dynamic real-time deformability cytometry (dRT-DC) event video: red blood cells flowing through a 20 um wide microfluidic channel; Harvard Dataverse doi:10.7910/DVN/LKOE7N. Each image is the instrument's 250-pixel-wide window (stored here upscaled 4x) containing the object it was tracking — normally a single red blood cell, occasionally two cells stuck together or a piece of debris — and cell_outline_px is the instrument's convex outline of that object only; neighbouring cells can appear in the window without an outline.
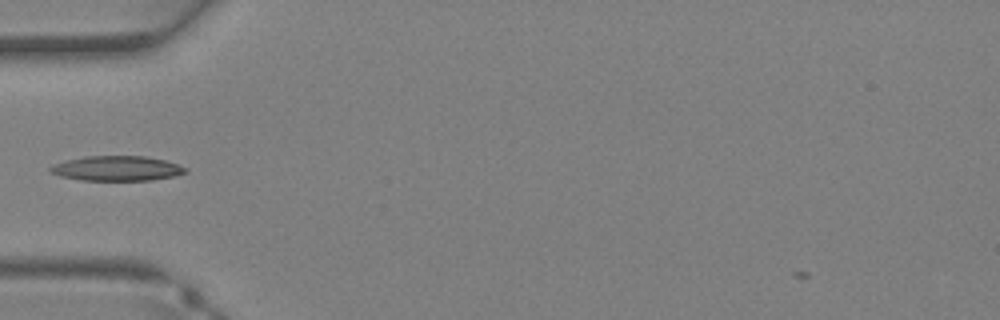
{"species": "Egyptian fruit bat (a non-hibernating species)", "species_latin": "Rousettus aegyptiacus", "temperature_condition": "warm", "stored_images_in_passage": 25, "camera_frame_rate_fps": 3000, "um_per_image_px": 0.085, "animal": {"sex": "female"}, "frame": {"image": 1, "passage_image": 1, "time_ms": 0.0, "image_size_px": [1000, 320], "cell_outline_px": [[188, 172], [176, 176], [152, 180], [80, 180], [60, 176], [52, 172], [48, 168], [56, 164], [68, 160], [84, 156], [144, 156], [164, 160], [188, 168]], "centroid_in_image_um": [9.98, 14.32], "position_along_channel_um": 75.0, "area_um2": 19.48}}
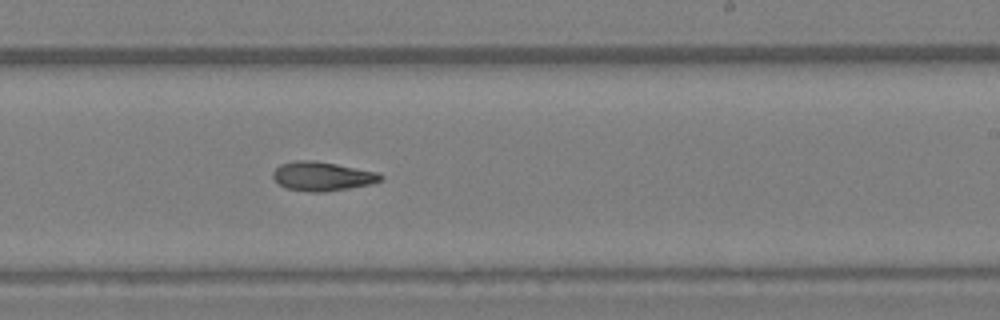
{"frame": {"image": 2, "passage_image": 11, "time_ms": 3.333, "image_size_px": [1000, 320], "cell_outline_px": [[384, 180], [372, 184], [324, 192], [308, 192], [288, 188], [280, 184], [272, 176], [272, 172], [280, 164], [296, 160], [312, 160], [336, 164], [376, 172], [384, 176]], "centroid_in_image_um": [27.4, 14.98], "position_along_channel_um": 261.6, "area_um2": 18.15}}
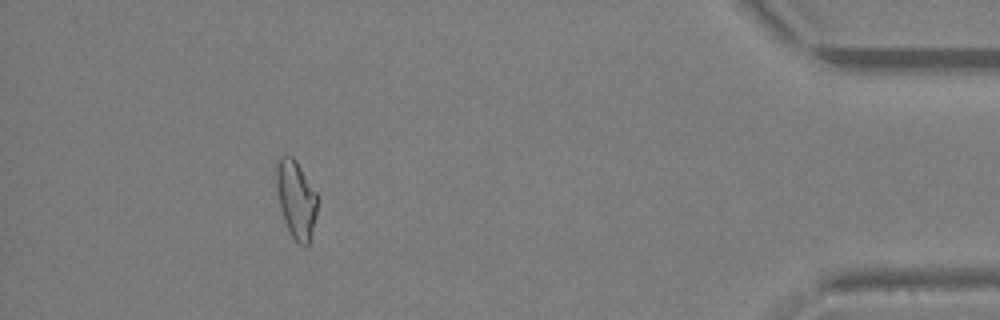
{"frame": {"image": 3, "passage_image": 22, "time_ms": 7.0, "image_size_px": [1000, 320], "cell_outline_px": [[316, 216], [308, 244], [304, 248], [296, 244], [284, 220], [280, 208], [276, 188], [276, 164], [280, 156], [292, 156], [296, 160], [316, 192]], "centroid_in_image_um": [25.15, 16.95], "position_along_channel_um": 410.1, "area_um2": 18.5}}